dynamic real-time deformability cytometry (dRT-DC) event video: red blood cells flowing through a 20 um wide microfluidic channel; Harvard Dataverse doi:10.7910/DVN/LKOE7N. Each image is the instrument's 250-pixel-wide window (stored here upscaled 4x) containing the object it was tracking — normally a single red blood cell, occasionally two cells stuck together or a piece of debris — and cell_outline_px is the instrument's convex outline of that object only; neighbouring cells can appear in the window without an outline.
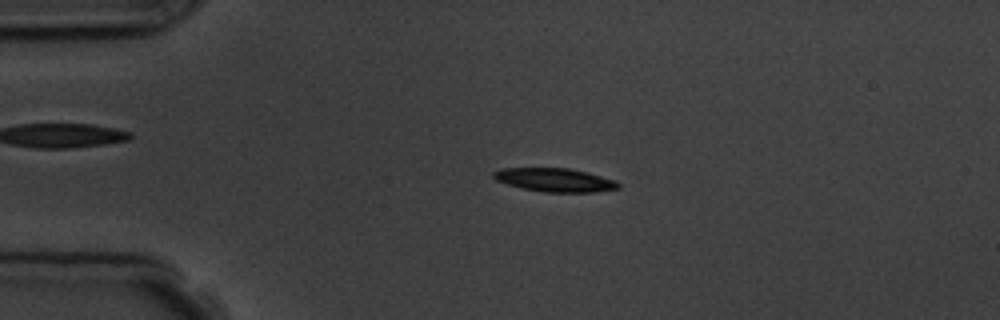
{"species": "common noctule bat (a hibernating species)", "species_latin": "Nyctalus noctula", "temperature_condition": "room temperature", "stored_images_in_passage": 4, "camera_frame_rate_fps": 3000, "um_per_image_px": 0.085, "animal": {"sex": "male", "body_mass_g": 19.5, "forearm_length_mm": 54.6}, "frame": {"image": 1, "passage_image": 3, "time_ms": 2.333, "image_size_px": [1000, 320], "cell_outline_px": [[620, 188], [596, 192], [544, 192], [524, 188], [508, 184], [496, 180], [492, 176], [492, 172], [500, 168], [568, 168], [588, 172], [616, 180], [620, 184]], "centroid_in_image_um": [47.19, 15.29], "position_along_channel_um": 37.8, "area_um2": 17.17}}